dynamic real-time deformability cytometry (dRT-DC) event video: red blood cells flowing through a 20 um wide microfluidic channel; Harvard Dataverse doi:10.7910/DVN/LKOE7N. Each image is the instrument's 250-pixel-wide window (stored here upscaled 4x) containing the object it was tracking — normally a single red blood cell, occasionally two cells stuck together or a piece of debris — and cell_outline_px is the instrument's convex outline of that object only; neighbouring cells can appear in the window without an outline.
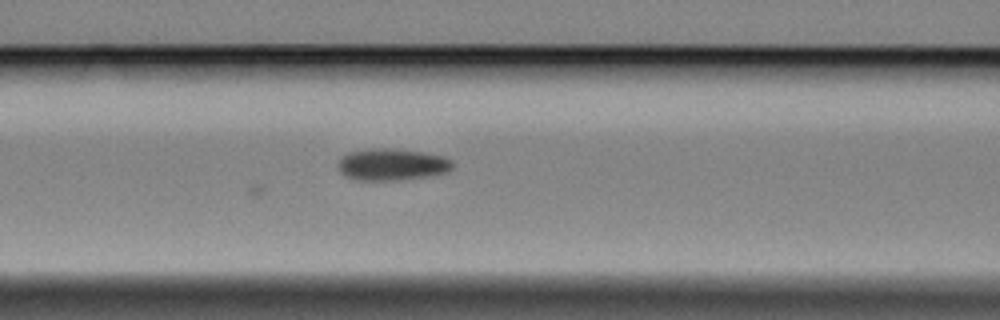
{"species": "Egyptian fruit bat (a non-hibernating species)", "species_latin": "Rousettus aegyptiacus", "temperature_condition": "cold", "stored_images_in_passage": 26, "camera_frame_rate_fps": 3000, "um_per_image_px": 0.085, "animal": {"sex": "female"}, "frame": {"image": 1, "passage_image": 26, "time_ms": 8.333, "image_size_px": [1000, 320], "cell_outline_px": [[456, 164], [448, 172], [428, 176], [400, 180], [356, 180], [344, 176], [340, 172], [340, 156], [348, 152], [372, 148], [396, 148], [424, 152], [444, 156], [452, 160]], "centroid_in_image_um": [33.35, 13.97], "position_along_channel_um": 133.2, "area_um2": 21.56}}